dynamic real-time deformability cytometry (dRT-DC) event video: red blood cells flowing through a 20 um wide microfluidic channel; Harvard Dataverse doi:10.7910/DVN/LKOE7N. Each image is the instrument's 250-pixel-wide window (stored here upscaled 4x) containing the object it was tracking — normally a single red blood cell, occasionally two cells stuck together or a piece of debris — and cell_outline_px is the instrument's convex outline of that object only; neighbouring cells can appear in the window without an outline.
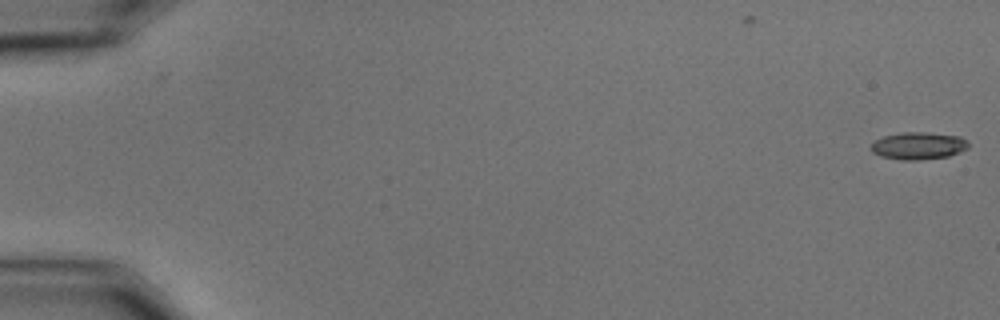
{"species": "common noctule bat (a hibernating species)", "species_latin": "Nyctalus noctula", "temperature_condition": "cold", "stored_images_in_passage": 59, "camera_frame_rate_fps": 3000, "um_per_image_px": 0.085, "animal": {"sex": "male", "body_mass_g": 15.6}, "frame": {"image": 1, "passage_image": 1, "time_ms": 0.0, "image_size_px": [1000, 320], "cell_outline_px": [[968, 148], [960, 152], [948, 156], [920, 160], [900, 160], [880, 156], [872, 152], [872, 140], [884, 136], [904, 132], [924, 132], [960, 136], [968, 144]], "centroid_in_image_um": [78.03, 12.39], "position_along_channel_um": 7.0, "area_um2": 15.49}}
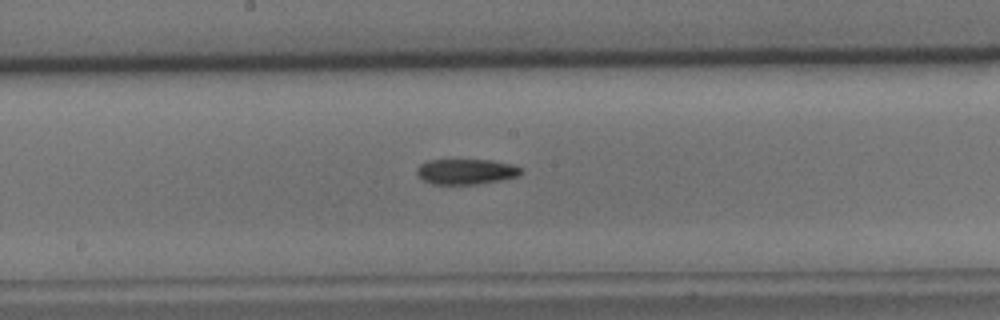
{"frame": {"image": 2, "passage_image": 32, "time_ms": 10.333, "image_size_px": [1000, 320], "cell_outline_px": [[520, 176], [500, 180], [476, 184], [432, 184], [424, 180], [416, 172], [416, 168], [420, 164], [428, 160], [492, 160], [512, 164], [520, 168]], "centroid_in_image_um": [39.6, 14.58], "position_along_channel_um": 208.6, "area_um2": 15.32}}
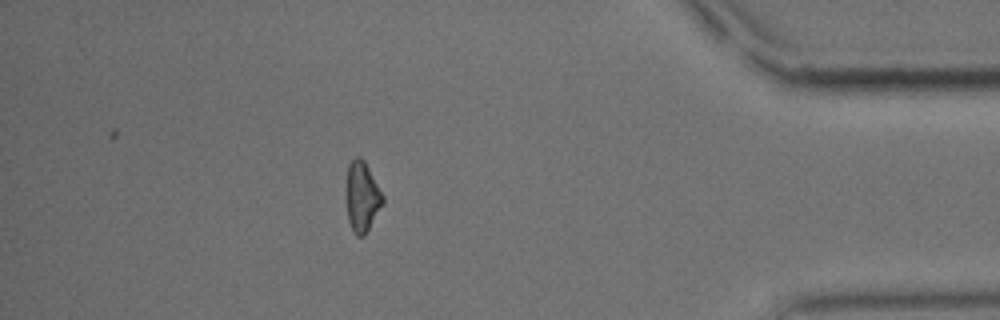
{"frame": {"image": 3, "passage_image": 52, "time_ms": 17.0, "image_size_px": [1000, 320], "cell_outline_px": [[384, 204], [364, 236], [356, 236], [352, 232], [348, 220], [344, 192], [344, 188], [348, 164], [356, 156], [360, 156], [364, 160], [384, 196]], "centroid_in_image_um": [30.74, 16.72], "position_along_channel_um": 404.5, "area_um2": 15.55}, "authors_computed_cell_mechanics": {"area_um2": 15.4904, "velocity_mm_per_s": 3.4995, "shape_relaxation_time_tau1_ms": 4.8121, "shape_relaxation_time_tau2_ms": null, "deformation_change_tau1": 0.1585, "deformation_change_tau2": null}}